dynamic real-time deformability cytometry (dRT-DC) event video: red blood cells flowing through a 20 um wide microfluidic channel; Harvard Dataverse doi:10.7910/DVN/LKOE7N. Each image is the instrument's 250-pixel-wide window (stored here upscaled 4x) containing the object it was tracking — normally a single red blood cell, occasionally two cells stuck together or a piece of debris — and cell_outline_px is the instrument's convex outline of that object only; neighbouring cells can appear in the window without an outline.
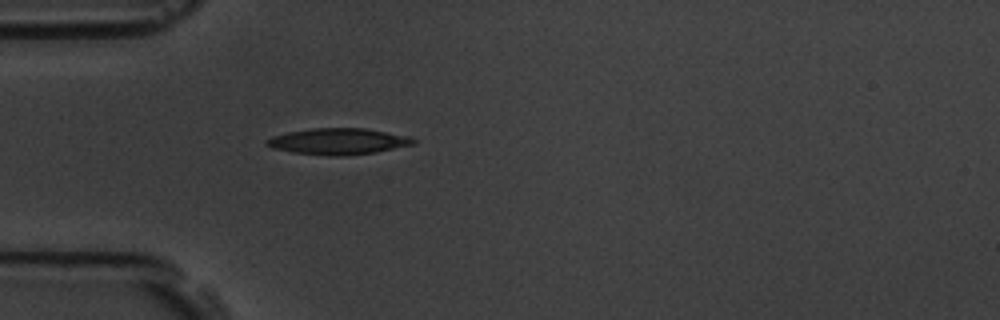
{"species": "common noctule bat (a hibernating species)", "species_latin": "Nyctalus noctula", "temperature_condition": "room temperature", "stored_images_in_passage": 1, "camera_frame_rate_fps": 3000, "um_per_image_px": 0.085, "animal": {"sex": "male", "body_mass_g": 19.5, "forearm_length_mm": 54.6}, "frame": {"image": 1, "passage_image": 1, "time_ms": 0.0, "image_size_px": [1000, 320], "cell_outline_px": [[416, 144], [376, 152], [344, 156], [328, 156], [292, 152], [272, 148], [264, 144], [264, 140], [272, 136], [288, 132], [312, 128], [364, 128], [408, 136], [416, 140]], "centroid_in_image_um": [28.72, 12.02], "position_along_channel_um": 56.3, "area_um2": 22.54}}